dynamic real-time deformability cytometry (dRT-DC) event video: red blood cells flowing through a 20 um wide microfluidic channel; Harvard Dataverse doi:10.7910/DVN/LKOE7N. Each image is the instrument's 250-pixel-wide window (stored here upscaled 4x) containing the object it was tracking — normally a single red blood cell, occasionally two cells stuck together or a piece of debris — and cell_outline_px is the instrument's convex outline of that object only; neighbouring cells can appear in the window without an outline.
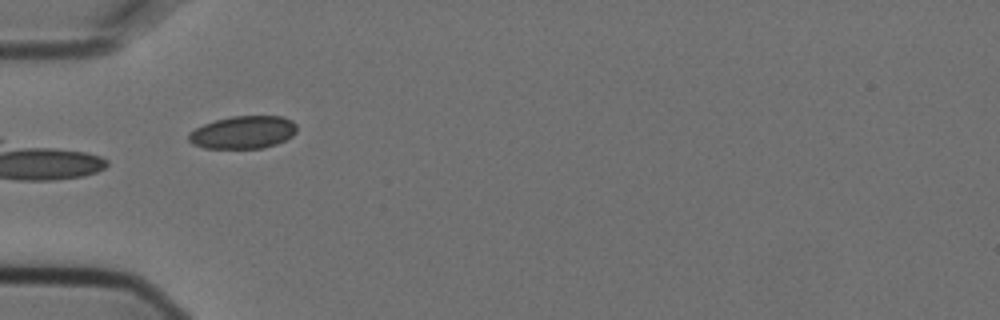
{"species": "Egyptian fruit bat (a non-hibernating species)", "species_latin": "Rousettus aegyptiacus", "temperature_condition": "cold", "stored_images_in_passage": 10, "camera_frame_rate_fps": 3000, "um_per_image_px": 0.085, "animal": {"sex": "female"}, "frame": {"image": 1, "passage_image": 6, "time_ms": 1.667, "image_size_px": [1000, 320], "cell_outline_px": [[296, 132], [292, 136], [276, 144], [264, 148], [204, 148], [192, 144], [188, 140], [188, 132], [204, 124], [216, 120], [232, 116], [284, 116], [292, 120], [296, 124]], "centroid_in_image_um": [20.66, 11.24], "position_along_channel_um": 64.3, "area_um2": 20.69}}
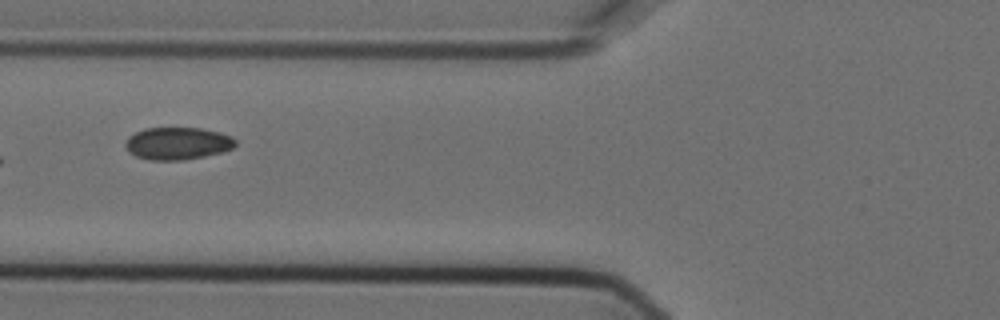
{"frame": {"image": 2, "passage_image": 7, "time_ms": 2.0, "image_size_px": [1000, 320], "cell_outline_px": [[236, 144], [232, 148], [224, 152], [184, 160], [148, 160], [136, 156], [128, 152], [124, 144], [128, 136], [144, 128], [200, 128], [220, 132], [236, 140]], "centroid_in_image_um": [15.07, 12.19], "position_along_channel_um": 110.7, "area_um2": 20.87}}
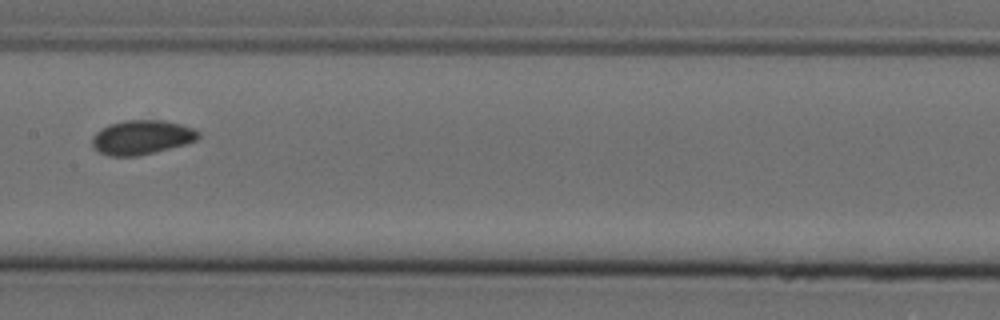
{"frame": {"image": 3, "passage_image": 9, "time_ms": 2.667, "image_size_px": [1000, 320], "cell_outline_px": [[200, 136], [196, 140], [184, 144], [136, 156], [108, 156], [92, 148], [92, 136], [100, 128], [108, 124], [124, 120], [164, 120], [180, 124], [192, 128], [200, 132]], "centroid_in_image_um": [11.99, 11.66], "position_along_channel_um": 195.4, "area_um2": 21.21}}